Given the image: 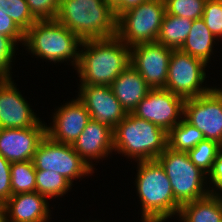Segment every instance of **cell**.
<instances>
[{
  "instance_id": "obj_29",
  "label": "cell",
  "mask_w": 222,
  "mask_h": 222,
  "mask_svg": "<svg viewBox=\"0 0 222 222\" xmlns=\"http://www.w3.org/2000/svg\"><path fill=\"white\" fill-rule=\"evenodd\" d=\"M201 18L215 38L222 40V0H206Z\"/></svg>"
},
{
  "instance_id": "obj_23",
  "label": "cell",
  "mask_w": 222,
  "mask_h": 222,
  "mask_svg": "<svg viewBox=\"0 0 222 222\" xmlns=\"http://www.w3.org/2000/svg\"><path fill=\"white\" fill-rule=\"evenodd\" d=\"M203 140L202 132L184 118L168 132V147L174 151L187 152Z\"/></svg>"
},
{
  "instance_id": "obj_5",
  "label": "cell",
  "mask_w": 222,
  "mask_h": 222,
  "mask_svg": "<svg viewBox=\"0 0 222 222\" xmlns=\"http://www.w3.org/2000/svg\"><path fill=\"white\" fill-rule=\"evenodd\" d=\"M82 40L56 19L37 20L26 32L23 46L37 58L70 63L76 69Z\"/></svg>"
},
{
  "instance_id": "obj_8",
  "label": "cell",
  "mask_w": 222,
  "mask_h": 222,
  "mask_svg": "<svg viewBox=\"0 0 222 222\" xmlns=\"http://www.w3.org/2000/svg\"><path fill=\"white\" fill-rule=\"evenodd\" d=\"M206 66L201 59L180 49L172 50L165 89L184 99L206 94L213 88L203 85L207 78Z\"/></svg>"
},
{
  "instance_id": "obj_11",
  "label": "cell",
  "mask_w": 222,
  "mask_h": 222,
  "mask_svg": "<svg viewBox=\"0 0 222 222\" xmlns=\"http://www.w3.org/2000/svg\"><path fill=\"white\" fill-rule=\"evenodd\" d=\"M185 99L166 89H151L132 114L169 132L183 119Z\"/></svg>"
},
{
  "instance_id": "obj_2",
  "label": "cell",
  "mask_w": 222,
  "mask_h": 222,
  "mask_svg": "<svg viewBox=\"0 0 222 222\" xmlns=\"http://www.w3.org/2000/svg\"><path fill=\"white\" fill-rule=\"evenodd\" d=\"M136 190L142 222H165L179 213L170 180L157 160L137 161Z\"/></svg>"
},
{
  "instance_id": "obj_4",
  "label": "cell",
  "mask_w": 222,
  "mask_h": 222,
  "mask_svg": "<svg viewBox=\"0 0 222 222\" xmlns=\"http://www.w3.org/2000/svg\"><path fill=\"white\" fill-rule=\"evenodd\" d=\"M113 133L114 152L136 162L156 160L168 147V132L132 113H127Z\"/></svg>"
},
{
  "instance_id": "obj_26",
  "label": "cell",
  "mask_w": 222,
  "mask_h": 222,
  "mask_svg": "<svg viewBox=\"0 0 222 222\" xmlns=\"http://www.w3.org/2000/svg\"><path fill=\"white\" fill-rule=\"evenodd\" d=\"M221 151L222 146L220 144L212 140L204 139L193 149L188 150L187 154L190 161L208 175L216 157Z\"/></svg>"
},
{
  "instance_id": "obj_27",
  "label": "cell",
  "mask_w": 222,
  "mask_h": 222,
  "mask_svg": "<svg viewBox=\"0 0 222 222\" xmlns=\"http://www.w3.org/2000/svg\"><path fill=\"white\" fill-rule=\"evenodd\" d=\"M0 10L9 16L24 33L37 21L26 0H0Z\"/></svg>"
},
{
  "instance_id": "obj_30",
  "label": "cell",
  "mask_w": 222,
  "mask_h": 222,
  "mask_svg": "<svg viewBox=\"0 0 222 222\" xmlns=\"http://www.w3.org/2000/svg\"><path fill=\"white\" fill-rule=\"evenodd\" d=\"M16 45L10 37L0 34V79H12L11 64L18 50Z\"/></svg>"
},
{
  "instance_id": "obj_21",
  "label": "cell",
  "mask_w": 222,
  "mask_h": 222,
  "mask_svg": "<svg viewBox=\"0 0 222 222\" xmlns=\"http://www.w3.org/2000/svg\"><path fill=\"white\" fill-rule=\"evenodd\" d=\"M217 40L202 18L193 20L190 32L180 50L208 64L214 54Z\"/></svg>"
},
{
  "instance_id": "obj_24",
  "label": "cell",
  "mask_w": 222,
  "mask_h": 222,
  "mask_svg": "<svg viewBox=\"0 0 222 222\" xmlns=\"http://www.w3.org/2000/svg\"><path fill=\"white\" fill-rule=\"evenodd\" d=\"M73 184L62 175L51 170H36V192L53 200L64 196Z\"/></svg>"
},
{
  "instance_id": "obj_25",
  "label": "cell",
  "mask_w": 222,
  "mask_h": 222,
  "mask_svg": "<svg viewBox=\"0 0 222 222\" xmlns=\"http://www.w3.org/2000/svg\"><path fill=\"white\" fill-rule=\"evenodd\" d=\"M12 195L36 192V169L32 160L11 163Z\"/></svg>"
},
{
  "instance_id": "obj_17",
  "label": "cell",
  "mask_w": 222,
  "mask_h": 222,
  "mask_svg": "<svg viewBox=\"0 0 222 222\" xmlns=\"http://www.w3.org/2000/svg\"><path fill=\"white\" fill-rule=\"evenodd\" d=\"M113 129L109 126L90 120L83 132L72 145L76 153L93 168V160L99 161L114 152Z\"/></svg>"
},
{
  "instance_id": "obj_20",
  "label": "cell",
  "mask_w": 222,
  "mask_h": 222,
  "mask_svg": "<svg viewBox=\"0 0 222 222\" xmlns=\"http://www.w3.org/2000/svg\"><path fill=\"white\" fill-rule=\"evenodd\" d=\"M180 222H222V196H207L180 206L177 215Z\"/></svg>"
},
{
  "instance_id": "obj_19",
  "label": "cell",
  "mask_w": 222,
  "mask_h": 222,
  "mask_svg": "<svg viewBox=\"0 0 222 222\" xmlns=\"http://www.w3.org/2000/svg\"><path fill=\"white\" fill-rule=\"evenodd\" d=\"M110 87L127 113H132L151 90L147 82L132 65L124 69Z\"/></svg>"
},
{
  "instance_id": "obj_13",
  "label": "cell",
  "mask_w": 222,
  "mask_h": 222,
  "mask_svg": "<svg viewBox=\"0 0 222 222\" xmlns=\"http://www.w3.org/2000/svg\"><path fill=\"white\" fill-rule=\"evenodd\" d=\"M78 99L85 105L92 120L115 129L127 115L109 85H79Z\"/></svg>"
},
{
  "instance_id": "obj_32",
  "label": "cell",
  "mask_w": 222,
  "mask_h": 222,
  "mask_svg": "<svg viewBox=\"0 0 222 222\" xmlns=\"http://www.w3.org/2000/svg\"><path fill=\"white\" fill-rule=\"evenodd\" d=\"M11 196V163L0 155V203L4 204Z\"/></svg>"
},
{
  "instance_id": "obj_37",
  "label": "cell",
  "mask_w": 222,
  "mask_h": 222,
  "mask_svg": "<svg viewBox=\"0 0 222 222\" xmlns=\"http://www.w3.org/2000/svg\"><path fill=\"white\" fill-rule=\"evenodd\" d=\"M3 209V204L0 203V211Z\"/></svg>"
},
{
  "instance_id": "obj_36",
  "label": "cell",
  "mask_w": 222,
  "mask_h": 222,
  "mask_svg": "<svg viewBox=\"0 0 222 222\" xmlns=\"http://www.w3.org/2000/svg\"><path fill=\"white\" fill-rule=\"evenodd\" d=\"M0 222H7L6 215L3 209L0 211Z\"/></svg>"
},
{
  "instance_id": "obj_9",
  "label": "cell",
  "mask_w": 222,
  "mask_h": 222,
  "mask_svg": "<svg viewBox=\"0 0 222 222\" xmlns=\"http://www.w3.org/2000/svg\"><path fill=\"white\" fill-rule=\"evenodd\" d=\"M32 162L36 170L57 172L72 184L75 179H83L94 172L76 153L72 145L55 142L47 135L40 142Z\"/></svg>"
},
{
  "instance_id": "obj_14",
  "label": "cell",
  "mask_w": 222,
  "mask_h": 222,
  "mask_svg": "<svg viewBox=\"0 0 222 222\" xmlns=\"http://www.w3.org/2000/svg\"><path fill=\"white\" fill-rule=\"evenodd\" d=\"M51 117L50 126H46V135L61 144L73 145L91 120L85 105L78 99L66 102Z\"/></svg>"
},
{
  "instance_id": "obj_3",
  "label": "cell",
  "mask_w": 222,
  "mask_h": 222,
  "mask_svg": "<svg viewBox=\"0 0 222 222\" xmlns=\"http://www.w3.org/2000/svg\"><path fill=\"white\" fill-rule=\"evenodd\" d=\"M82 41L116 36L117 17L105 0H61L55 18Z\"/></svg>"
},
{
  "instance_id": "obj_15",
  "label": "cell",
  "mask_w": 222,
  "mask_h": 222,
  "mask_svg": "<svg viewBox=\"0 0 222 222\" xmlns=\"http://www.w3.org/2000/svg\"><path fill=\"white\" fill-rule=\"evenodd\" d=\"M15 84L12 79H0V128L33 127L41 119Z\"/></svg>"
},
{
  "instance_id": "obj_12",
  "label": "cell",
  "mask_w": 222,
  "mask_h": 222,
  "mask_svg": "<svg viewBox=\"0 0 222 222\" xmlns=\"http://www.w3.org/2000/svg\"><path fill=\"white\" fill-rule=\"evenodd\" d=\"M172 49L158 42L142 43L130 48L132 65L151 89H165Z\"/></svg>"
},
{
  "instance_id": "obj_34",
  "label": "cell",
  "mask_w": 222,
  "mask_h": 222,
  "mask_svg": "<svg viewBox=\"0 0 222 222\" xmlns=\"http://www.w3.org/2000/svg\"><path fill=\"white\" fill-rule=\"evenodd\" d=\"M207 176L208 183L212 185V187L209 185L211 193L222 196V151L216 157L212 169Z\"/></svg>"
},
{
  "instance_id": "obj_1",
  "label": "cell",
  "mask_w": 222,
  "mask_h": 222,
  "mask_svg": "<svg viewBox=\"0 0 222 222\" xmlns=\"http://www.w3.org/2000/svg\"><path fill=\"white\" fill-rule=\"evenodd\" d=\"M75 70L79 85H111L131 62L130 47L117 36L83 40ZM82 49V50H81Z\"/></svg>"
},
{
  "instance_id": "obj_18",
  "label": "cell",
  "mask_w": 222,
  "mask_h": 222,
  "mask_svg": "<svg viewBox=\"0 0 222 222\" xmlns=\"http://www.w3.org/2000/svg\"><path fill=\"white\" fill-rule=\"evenodd\" d=\"M49 202L38 192L12 195L4 204L7 222H48L51 219Z\"/></svg>"
},
{
  "instance_id": "obj_10",
  "label": "cell",
  "mask_w": 222,
  "mask_h": 222,
  "mask_svg": "<svg viewBox=\"0 0 222 222\" xmlns=\"http://www.w3.org/2000/svg\"><path fill=\"white\" fill-rule=\"evenodd\" d=\"M183 118L200 130L204 139L222 146V87L185 99Z\"/></svg>"
},
{
  "instance_id": "obj_6",
  "label": "cell",
  "mask_w": 222,
  "mask_h": 222,
  "mask_svg": "<svg viewBox=\"0 0 222 222\" xmlns=\"http://www.w3.org/2000/svg\"><path fill=\"white\" fill-rule=\"evenodd\" d=\"M156 160L164 168L175 200L181 206L211 193L207 174L190 161L187 152L174 151L167 147Z\"/></svg>"
},
{
  "instance_id": "obj_35",
  "label": "cell",
  "mask_w": 222,
  "mask_h": 222,
  "mask_svg": "<svg viewBox=\"0 0 222 222\" xmlns=\"http://www.w3.org/2000/svg\"><path fill=\"white\" fill-rule=\"evenodd\" d=\"M105 1L112 6L116 17H118L121 13L125 12L126 10L136 7L147 0H105Z\"/></svg>"
},
{
  "instance_id": "obj_33",
  "label": "cell",
  "mask_w": 222,
  "mask_h": 222,
  "mask_svg": "<svg viewBox=\"0 0 222 222\" xmlns=\"http://www.w3.org/2000/svg\"><path fill=\"white\" fill-rule=\"evenodd\" d=\"M0 34L10 37L17 46L18 43L24 44L25 33L2 10H0Z\"/></svg>"
},
{
  "instance_id": "obj_28",
  "label": "cell",
  "mask_w": 222,
  "mask_h": 222,
  "mask_svg": "<svg viewBox=\"0 0 222 222\" xmlns=\"http://www.w3.org/2000/svg\"><path fill=\"white\" fill-rule=\"evenodd\" d=\"M166 13L188 18L190 20L201 19L206 0H164Z\"/></svg>"
},
{
  "instance_id": "obj_7",
  "label": "cell",
  "mask_w": 222,
  "mask_h": 222,
  "mask_svg": "<svg viewBox=\"0 0 222 222\" xmlns=\"http://www.w3.org/2000/svg\"><path fill=\"white\" fill-rule=\"evenodd\" d=\"M165 13L164 0H147L117 17L116 36L130 48L156 42Z\"/></svg>"
},
{
  "instance_id": "obj_22",
  "label": "cell",
  "mask_w": 222,
  "mask_h": 222,
  "mask_svg": "<svg viewBox=\"0 0 222 222\" xmlns=\"http://www.w3.org/2000/svg\"><path fill=\"white\" fill-rule=\"evenodd\" d=\"M192 22L188 18L165 13L156 42L172 50L180 49L190 32Z\"/></svg>"
},
{
  "instance_id": "obj_31",
  "label": "cell",
  "mask_w": 222,
  "mask_h": 222,
  "mask_svg": "<svg viewBox=\"0 0 222 222\" xmlns=\"http://www.w3.org/2000/svg\"><path fill=\"white\" fill-rule=\"evenodd\" d=\"M32 15L37 20L55 19L61 0H26Z\"/></svg>"
},
{
  "instance_id": "obj_16",
  "label": "cell",
  "mask_w": 222,
  "mask_h": 222,
  "mask_svg": "<svg viewBox=\"0 0 222 222\" xmlns=\"http://www.w3.org/2000/svg\"><path fill=\"white\" fill-rule=\"evenodd\" d=\"M45 124L40 120L29 128H0V155L10 163L32 160L46 136Z\"/></svg>"
}]
</instances>
